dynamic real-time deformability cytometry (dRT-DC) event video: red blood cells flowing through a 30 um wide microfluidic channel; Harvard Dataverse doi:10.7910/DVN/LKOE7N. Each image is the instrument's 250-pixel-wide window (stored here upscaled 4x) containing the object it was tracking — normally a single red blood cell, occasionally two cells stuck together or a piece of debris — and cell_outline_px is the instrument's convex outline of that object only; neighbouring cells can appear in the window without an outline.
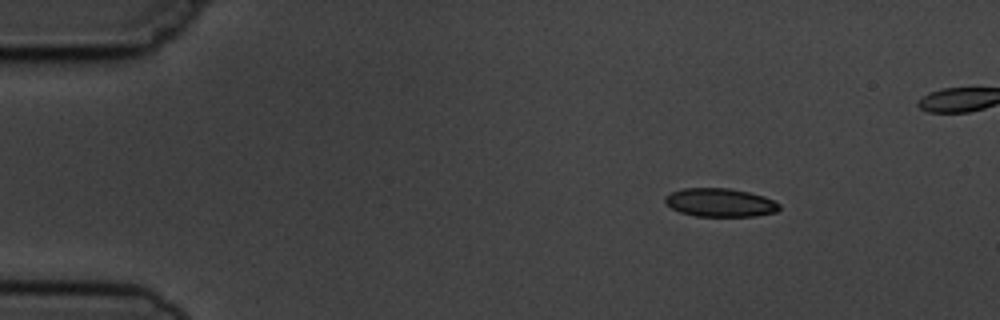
{"species": "common noctule bat (a hibernating species)", "species_latin": "Nyctalus noctula", "temperature_condition": "cold", "stored_images_in_passage": 5, "camera_frame_rate_fps": 3000, "um_per_image_px": 0.085, "animal": {"sex": "male", "body_mass_g": 19.5, "forearm_length_mm": 54.6}, "frame": {"image": 1, "passage_image": 2, "time_ms": 1.333, "image_size_px": [1000, 320], "cell_outline_px": [[780, 208], [776, 212], [756, 216], [696, 216], [680, 212], [664, 204], [664, 196], [672, 192], [684, 188], [728, 188], [748, 192], [764, 196], [780, 204]], "centroid_in_image_um": [61.19, 17.22], "position_along_channel_um": 23.8, "area_um2": 18.96}}